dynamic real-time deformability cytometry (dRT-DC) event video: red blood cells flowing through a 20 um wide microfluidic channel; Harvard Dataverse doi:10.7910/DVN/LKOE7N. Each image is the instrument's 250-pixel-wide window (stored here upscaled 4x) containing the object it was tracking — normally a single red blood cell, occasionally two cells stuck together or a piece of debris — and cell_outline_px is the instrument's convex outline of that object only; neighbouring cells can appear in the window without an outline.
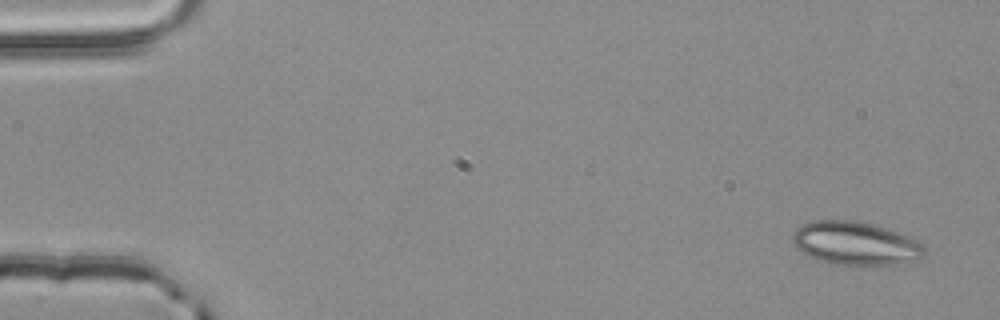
{"species": "common noctule bat (a hibernating species)", "species_latin": "Nyctalus noctula", "temperature_condition": "room temperature", "stored_images_in_passage": 53, "camera_frame_rate_fps": 3000, "um_per_image_px": 0.085, "animal": {"sex": "male", "body_mass_g": 20.4}, "frame": {"image": 1, "passage_image": 1, "time_ms": 0.0, "image_size_px": [1000, 320], "cell_outline_px": [[924, 256], [916, 260], [900, 264], [860, 268], [828, 264], [816, 260], [800, 252], [796, 248], [792, 240], [792, 236], [796, 228], [812, 220], [852, 220], [872, 224], [896, 232], [916, 240], [924, 248]], "centroid_in_image_um": [72.67, 20.75], "position_along_channel_um": 12.3, "area_um2": 34.16}}
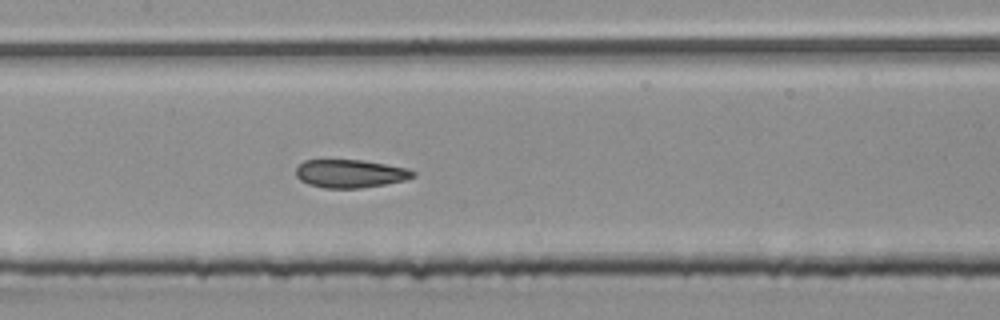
{"frame": {"image": 2, "passage_image": 25, "time_ms": 8.0, "image_size_px": [1000, 320], "cell_outline_px": [[416, 176], [404, 180], [384, 184], [360, 188], [324, 188], [308, 184], [300, 180], [296, 176], [296, 168], [304, 160], [364, 160], [408, 168], [416, 172]], "centroid_in_image_um": [29.77, 14.75], "position_along_channel_um": 177.6, "area_um2": 19.25}}
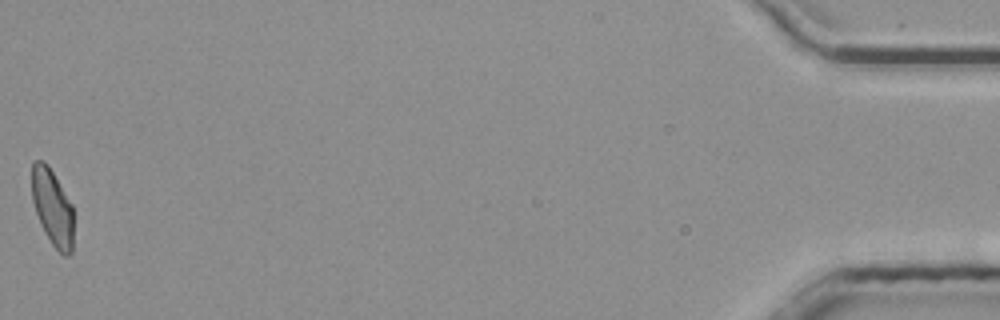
{"frame": {"image": 3, "passage_image": 53, "time_ms": 17.333, "image_size_px": [1000, 320], "cell_outline_px": [[72, 252], [68, 256], [64, 256], [52, 244], [44, 232], [40, 224], [32, 200], [32, 160], [44, 160], [48, 164], [72, 204]], "centroid_in_image_um": [4.44, 17.6], "position_along_channel_um": 430.8, "area_um2": 18.55}, "authors_computed_cell_mechanics": {"area_um2": 19.652, "velocity_mm_per_s": 3.8337, "shape_relaxation_time_tau1_ms": null, "shape_relaxation_time_tau2_ms": 2.0472, "deformation_change_tau1": null, "deformation_change_tau2": 0.092}}